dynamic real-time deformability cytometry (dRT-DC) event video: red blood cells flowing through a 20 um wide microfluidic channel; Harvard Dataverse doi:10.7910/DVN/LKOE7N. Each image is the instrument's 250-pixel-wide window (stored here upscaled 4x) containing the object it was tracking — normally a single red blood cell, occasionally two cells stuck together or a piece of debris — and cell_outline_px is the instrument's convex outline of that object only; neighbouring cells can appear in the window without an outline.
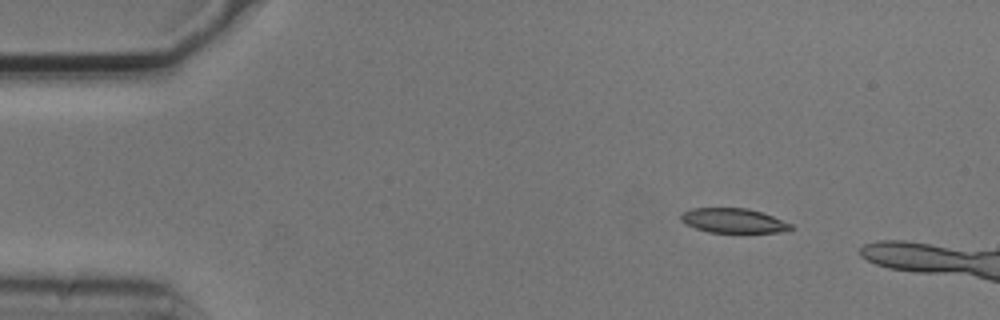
{"species": "common noctule bat (a hibernating species)", "species_latin": "Nyctalus noctula", "temperature_condition": "cold", "stored_images_in_passage": 5, "camera_frame_rate_fps": 3000, "um_per_image_px": 0.085, "animal": {"sex": "male", "body_mass_g": 20.5, "forearm_length_mm": 52.5}, "frame": {"image": 1, "passage_image": 3, "time_ms": 0.667, "image_size_px": [1000, 320], "cell_outline_px": [[796, 228], [788, 232], [708, 232], [684, 224], [680, 220], [680, 216], [684, 212], [692, 208], [748, 208], [772, 216], [792, 224]], "centroid_in_image_um": [62.36, 18.76], "position_along_channel_um": 22.6, "area_um2": 15.78}}